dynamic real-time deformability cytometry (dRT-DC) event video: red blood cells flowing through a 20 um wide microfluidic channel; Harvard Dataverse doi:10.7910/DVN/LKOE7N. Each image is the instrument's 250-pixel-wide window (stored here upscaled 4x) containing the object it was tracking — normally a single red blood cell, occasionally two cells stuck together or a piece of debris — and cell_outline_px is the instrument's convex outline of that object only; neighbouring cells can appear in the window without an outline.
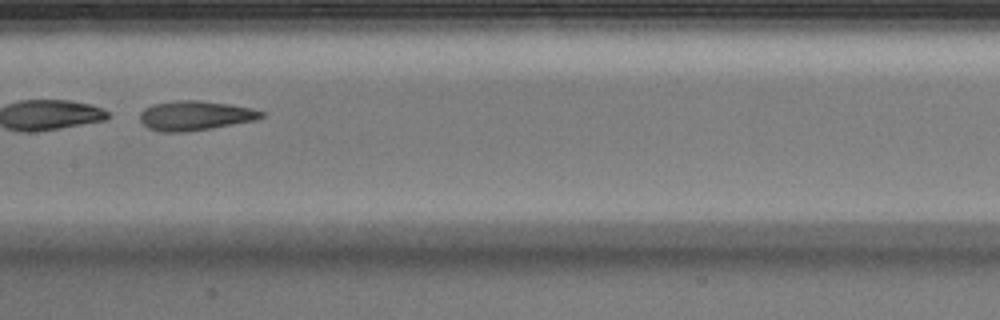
{"species": "Egyptian fruit bat (a non-hibernating species)", "species_latin": "Rousettus aegyptiacus", "temperature_condition": "warm", "stored_images_in_passage": 35, "camera_frame_rate_fps": 3000, "um_per_image_px": 0.085, "animal": {"sex": "male"}, "frame": {"image": 1, "passage_image": 11, "time_ms": 3.333, "image_size_px": [1000, 320], "cell_outline_px": [[264, 116], [256, 120], [188, 132], [160, 132], [148, 128], [140, 120], [140, 112], [144, 108], [152, 104], [176, 100], [200, 100], [228, 104], [252, 108], [264, 112]], "centroid_in_image_um": [16.56, 9.82], "position_along_channel_um": 190.8, "area_um2": 20.98}, "authors_computed_cell_mechanics": {"area_um2": 20.9814, "velocity_mm_per_s": 4.0376, "shape_relaxation_time_tau1_ms": 1.7146, "shape_relaxation_time_tau2_ms": 2.7473, "deformation_change_tau1": 0.3115, "deformation_change_tau2": 0.1255}}